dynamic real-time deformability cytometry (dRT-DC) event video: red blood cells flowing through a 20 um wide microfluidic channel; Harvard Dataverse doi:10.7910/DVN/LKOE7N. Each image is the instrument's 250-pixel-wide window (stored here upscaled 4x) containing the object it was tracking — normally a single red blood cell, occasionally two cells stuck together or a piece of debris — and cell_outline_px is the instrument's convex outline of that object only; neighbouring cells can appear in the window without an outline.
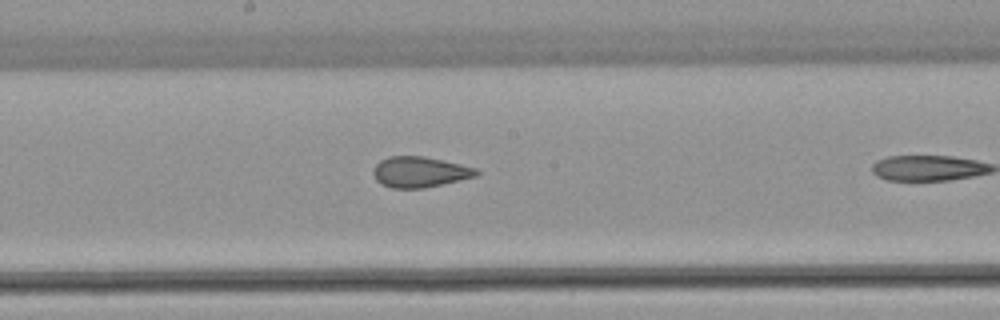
{"species": "common noctule bat (a hibernating species)", "species_latin": "Nyctalus noctula", "temperature_condition": "warm", "stored_images_in_passage": 7, "camera_frame_rate_fps": 3000, "um_per_image_px": 0.085, "animal": {"sex": "female", "body_mass_g": 22.7, "forearm_length_mm": 54.2}, "frame": {"image": 1, "passage_image": 6, "time_ms": 1.667, "image_size_px": [1000, 320], "cell_outline_px": [[480, 172], [476, 176], [460, 180], [424, 188], [392, 188], [380, 184], [376, 180], [372, 172], [376, 164], [380, 160], [388, 156], [424, 156], [460, 164], [476, 168]], "centroid_in_image_um": [35.65, 14.62], "position_along_channel_um": 212.5, "area_um2": 18.44}}